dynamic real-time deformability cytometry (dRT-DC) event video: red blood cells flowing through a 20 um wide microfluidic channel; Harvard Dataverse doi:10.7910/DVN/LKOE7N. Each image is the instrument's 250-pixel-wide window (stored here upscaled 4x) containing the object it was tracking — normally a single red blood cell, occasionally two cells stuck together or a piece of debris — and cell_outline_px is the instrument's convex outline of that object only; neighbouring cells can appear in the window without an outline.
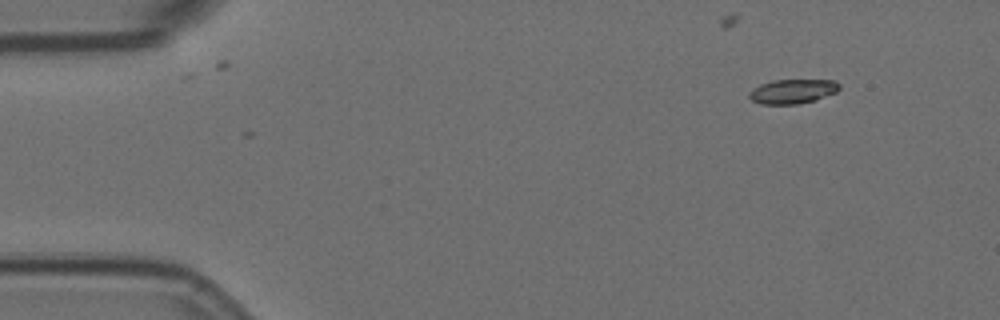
{"species": "Egyptian fruit bat (a non-hibernating species)", "species_latin": "Rousettus aegyptiacus", "temperature_condition": "room temperature", "stored_images_in_passage": 4, "camera_frame_rate_fps": 3000, "um_per_image_px": 0.085, "animal": {"sex": "female"}, "frame": {"image": 1, "passage_image": 1, "time_ms": 0.0, "image_size_px": [1000, 320], "cell_outline_px": [[840, 88], [836, 92], [816, 100], [796, 104], [760, 104], [752, 100], [748, 96], [748, 92], [752, 88], [760, 84], [772, 80], [836, 80], [840, 84]], "centroid_in_image_um": [67.36, 7.76], "position_along_channel_um": 17.6, "area_um2": 12.95}}
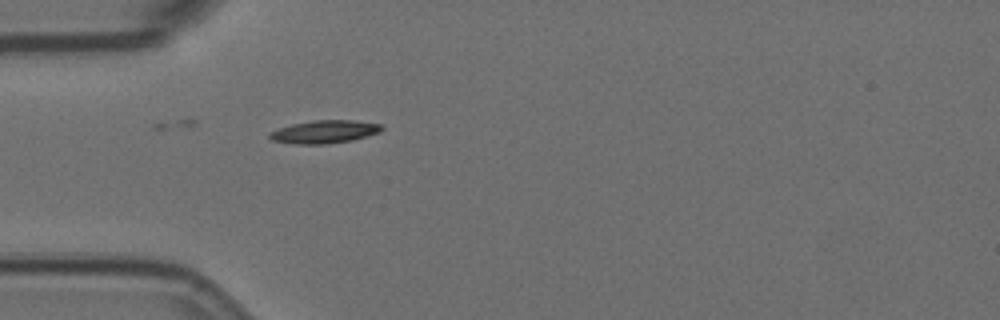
{"frame": {"image": 2, "passage_image": 4, "time_ms": 1.0, "image_size_px": [1000, 320], "cell_outline_px": [[384, 128], [380, 132], [352, 140], [328, 144], [296, 144], [272, 140], [268, 136], [268, 132], [292, 124], [312, 120], [352, 120], [380, 124]], "centroid_in_image_um": [27.57, 11.2], "position_along_channel_um": 57.4, "area_um2": 14.97}}